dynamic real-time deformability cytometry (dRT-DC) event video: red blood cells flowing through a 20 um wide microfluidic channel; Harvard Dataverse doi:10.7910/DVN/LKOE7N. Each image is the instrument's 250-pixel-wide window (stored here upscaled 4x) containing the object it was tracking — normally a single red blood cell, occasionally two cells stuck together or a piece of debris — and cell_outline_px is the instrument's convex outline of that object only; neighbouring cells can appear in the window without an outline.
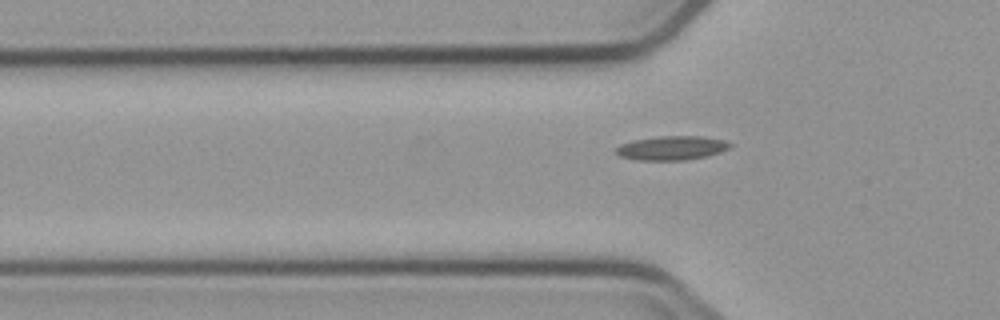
{"species": "common noctule bat (a hibernating species)", "species_latin": "Nyctalus noctula", "temperature_condition": "cold", "stored_images_in_passage": 6, "segment_of_instrument_passage": [2, 2], "camera_frame_rate_fps": 3000, "um_per_image_px": 0.085, "animal": {"sex": "male", "body_mass_g": 23.1, "forearm_length_mm": 52.7}, "frame": {"image": 1, "passage_image": 6, "time_ms": 6.0, "image_size_px": [1000, 320], "cell_outline_px": [[732, 144], [728, 148], [720, 152], [708, 156], [684, 160], [640, 160], [620, 156], [616, 152], [616, 148], [620, 144], [632, 140], [660, 136], [700, 136], [724, 140]], "centroid_in_image_um": [57.09, 12.57], "position_along_channel_um": 68.7, "area_um2": 15.9}}